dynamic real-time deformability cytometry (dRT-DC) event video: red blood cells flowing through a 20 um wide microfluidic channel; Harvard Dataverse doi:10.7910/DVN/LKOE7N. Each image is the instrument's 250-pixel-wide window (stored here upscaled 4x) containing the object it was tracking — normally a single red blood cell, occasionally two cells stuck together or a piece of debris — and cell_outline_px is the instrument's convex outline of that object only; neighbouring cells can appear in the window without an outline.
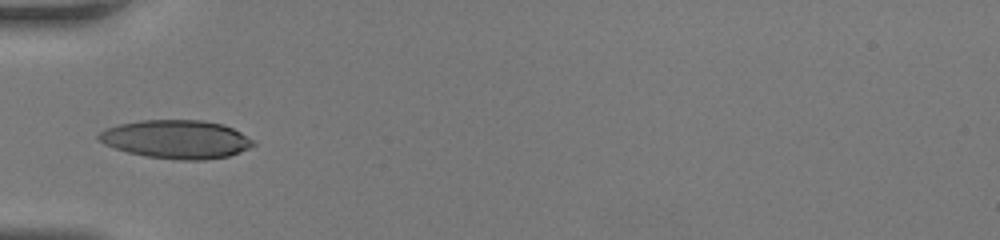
{"species": "human", "species_latin": "Homo sapiens", "temperature_condition": "room temperature", "stored_images_in_passage": 6, "camera_frame_rate_fps": 3000, "um_per_image_px": 0.085, "donor": {"sex": "female"}, "frame": {"image": 1, "passage_image": 1, "time_ms": 0.0, "image_size_px": [1000, 240], "cell_outline_px": [[256, 144], [240, 152], [228, 156], [204, 160], [180, 160], [148, 156], [128, 152], [104, 144], [96, 136], [100, 132], [108, 128], [120, 124], [140, 120], [204, 120], [224, 124], [256, 140]], "centroid_in_image_um": [15.04, 11.83], "position_along_channel_um": 70.0, "area_um2": 34.56}}
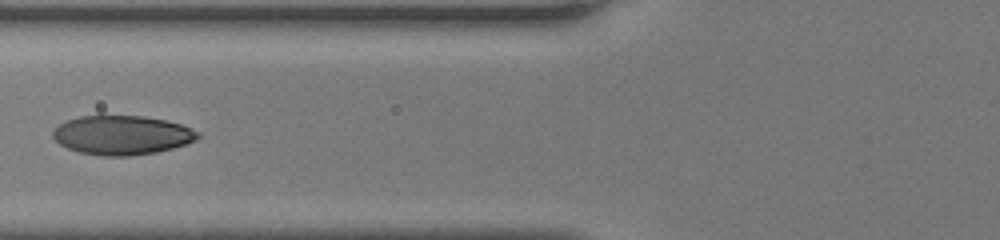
{"frame": {"image": 2, "passage_image": 4, "time_ms": 1.0, "image_size_px": [1000, 240], "cell_outline_px": [[200, 136], [196, 140], [172, 148], [156, 152], [132, 156], [104, 156], [80, 152], [68, 148], [60, 144], [52, 136], [52, 132], [60, 124], [68, 120], [80, 116], [144, 116], [164, 120], [180, 124], [200, 132]], "centroid_in_image_um": [10.38, 11.49], "position_along_channel_um": 115.4, "area_um2": 32.83}}